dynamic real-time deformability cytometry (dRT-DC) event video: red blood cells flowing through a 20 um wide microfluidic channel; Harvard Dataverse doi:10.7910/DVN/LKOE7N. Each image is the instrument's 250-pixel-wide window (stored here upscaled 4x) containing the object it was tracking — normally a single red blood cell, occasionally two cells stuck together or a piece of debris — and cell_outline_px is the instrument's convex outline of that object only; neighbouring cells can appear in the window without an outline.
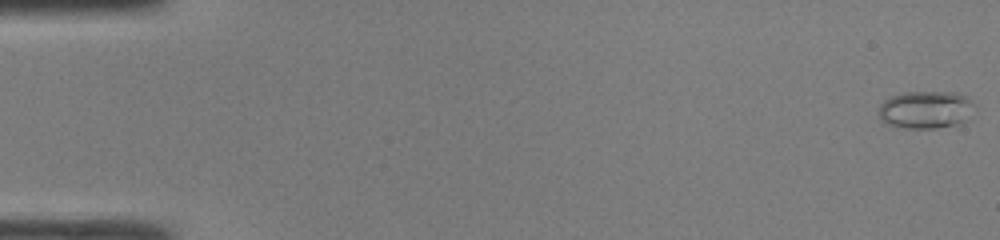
{"species": "common noctule bat (a hibernating species)", "species_latin": "Nyctalus noctula", "temperature_condition": "room temperature", "stored_images_in_passage": 48, "camera_frame_rate_fps": 3000, "um_per_image_px": 0.085, "animal": {"sex": "male", "body_mass_g": 19.0, "forearm_length_mm": 50.8}, "frame": {"image": 1, "passage_image": 1, "time_ms": 0.0, "image_size_px": [1000, 240], "cell_outline_px": [[976, 104], [968, 120], [964, 124], [936, 128], [904, 128], [888, 124], [880, 120], [880, 104], [884, 100], [892, 96], [904, 92], [956, 92], [968, 96]], "centroid_in_image_um": [78.76, 9.33], "position_along_channel_um": 6.2, "area_um2": 21.44}}
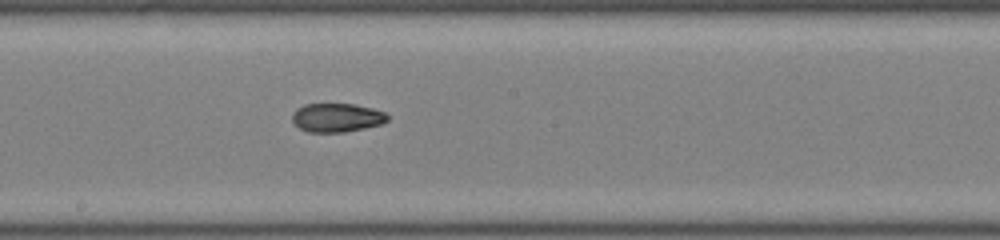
{"frame": {"image": 2, "passage_image": 27, "time_ms": 8.667, "image_size_px": [1000, 240], "cell_outline_px": [[388, 120], [380, 124], [364, 128], [344, 132], [308, 132], [300, 128], [292, 120], [292, 112], [296, 108], [304, 104], [356, 104], [372, 108], [384, 112], [388, 116]], "centroid_in_image_um": [28.61, 9.99], "position_along_channel_um": 219.6, "area_um2": 15.95}}
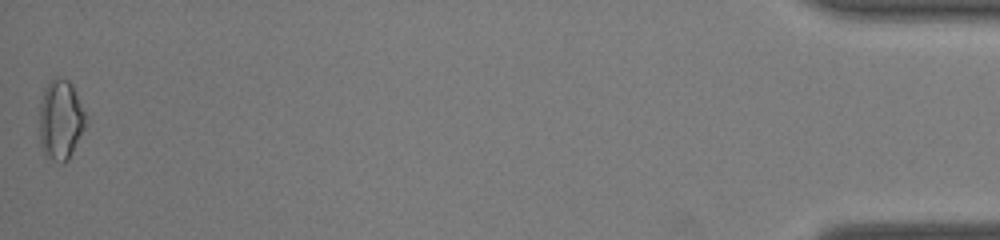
{"frame": {"image": 3, "passage_image": 48, "time_ms": 15.667, "image_size_px": [1000, 240], "cell_outline_px": [[88, 120], [68, 160], [60, 164], [44, 156], [40, 144], [40, 104], [44, 88], [48, 80], [56, 76], [60, 76], [68, 80], [72, 84]], "centroid_in_image_um": [5.13, 10.17], "position_along_channel_um": 430.1, "area_um2": 21.85}, "authors_computed_cell_mechanics": {"area_um2": 16.7331, "velocity_mm_per_s": 4.3305, "shape_relaxation_time_tau1_ms": null, "shape_relaxation_time_tau2_ms": 4.1363, "deformation_change_tau1": null, "deformation_change_tau2": 0.1043}}